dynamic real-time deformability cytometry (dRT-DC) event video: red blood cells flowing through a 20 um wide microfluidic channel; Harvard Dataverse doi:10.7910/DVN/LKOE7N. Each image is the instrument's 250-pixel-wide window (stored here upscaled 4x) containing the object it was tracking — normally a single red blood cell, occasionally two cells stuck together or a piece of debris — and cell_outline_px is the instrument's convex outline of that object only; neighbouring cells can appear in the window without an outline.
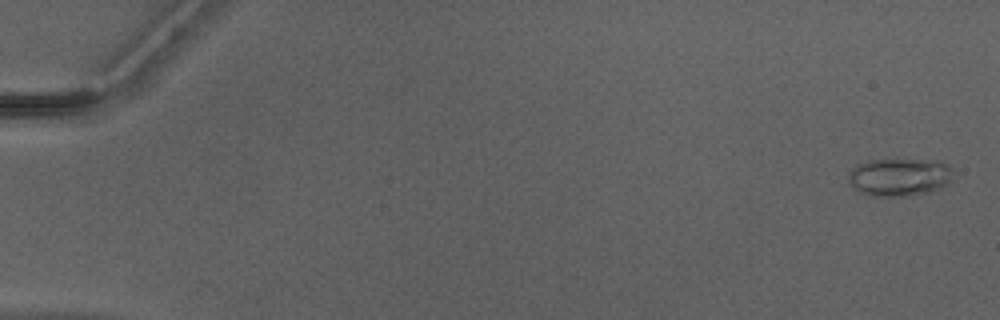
{"species": "Egyptian fruit bat (a non-hibernating species)", "species_latin": "Rousettus aegyptiacus", "temperature_condition": "warm", "stored_images_in_passage": 8, "camera_frame_rate_fps": 3000, "um_per_image_px": 0.085, "animal": {"sex": "male"}, "frame": {"image": 1, "passage_image": 2, "time_ms": 0.333, "image_size_px": [1000, 320], "cell_outline_px": [[952, 180], [944, 188], [928, 192], [908, 196], [868, 196], [852, 188], [848, 184], [848, 172], [852, 168], [868, 160], [940, 160], [948, 164], [952, 168]], "centroid_in_image_um": [76.46, 15.06], "position_along_channel_um": 8.5, "area_um2": 23.58}}